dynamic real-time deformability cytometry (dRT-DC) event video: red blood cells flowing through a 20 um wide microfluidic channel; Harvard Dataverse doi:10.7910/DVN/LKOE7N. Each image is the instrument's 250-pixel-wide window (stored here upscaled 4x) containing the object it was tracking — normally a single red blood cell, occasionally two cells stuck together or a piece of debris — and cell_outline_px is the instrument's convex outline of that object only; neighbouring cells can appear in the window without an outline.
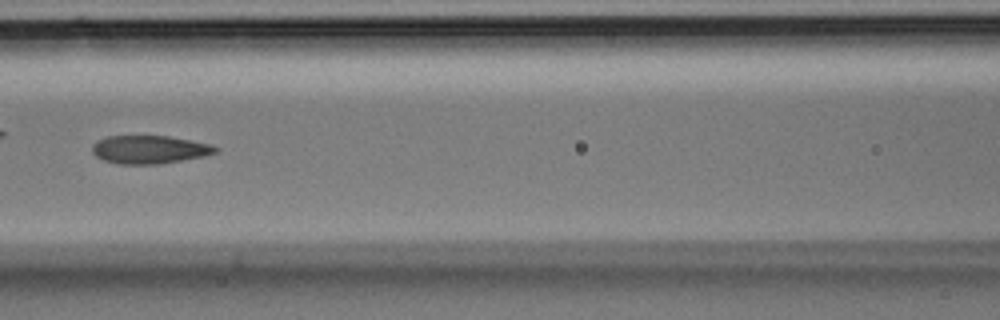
{"species": "Egyptian fruit bat (a non-hibernating species)", "species_latin": "Rousettus aegyptiacus", "temperature_condition": "room temperature", "stored_images_in_passage": 34, "camera_frame_rate_fps": 3000, "um_per_image_px": 0.085, "animal": {"sex": "male"}, "frame": {"image": 1, "passage_image": 15, "time_ms": 4.667, "image_size_px": [1000, 320], "cell_outline_px": [[220, 148], [216, 152], [204, 156], [160, 164], [120, 164], [104, 160], [96, 156], [92, 152], [92, 144], [96, 140], [108, 136], [168, 136], [212, 144]], "centroid_in_image_um": [12.7, 12.71], "position_along_channel_um": 153.9, "area_um2": 20.29}}